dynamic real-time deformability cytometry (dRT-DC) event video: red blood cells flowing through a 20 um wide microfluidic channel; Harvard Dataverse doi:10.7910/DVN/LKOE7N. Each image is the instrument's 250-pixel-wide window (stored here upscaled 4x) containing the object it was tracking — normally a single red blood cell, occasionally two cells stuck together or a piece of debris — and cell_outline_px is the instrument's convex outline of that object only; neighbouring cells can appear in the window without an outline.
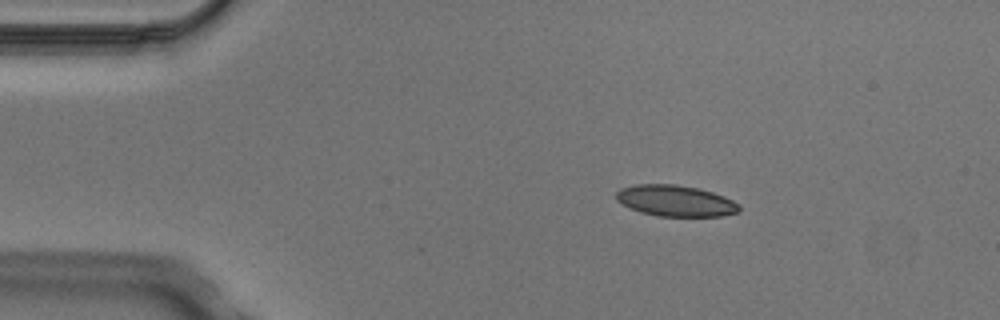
{"species": "Egyptian fruit bat (a non-hibernating species)", "species_latin": "Rousettus aegyptiacus", "temperature_condition": "cold", "stored_images_in_passage": 4, "camera_frame_rate_fps": 3000, "um_per_image_px": 0.085, "animal": {"sex": "male"}, "frame": {"image": 1, "passage_image": 1, "time_ms": 0.0, "image_size_px": [1000, 320], "cell_outline_px": [[740, 212], [720, 216], [656, 216], [640, 212], [616, 200], [616, 192], [620, 188], [636, 184], [676, 184], [700, 188], [724, 196], [740, 204]], "centroid_in_image_um": [57.44, 17.06], "position_along_channel_um": 27.6, "area_um2": 22.43}}
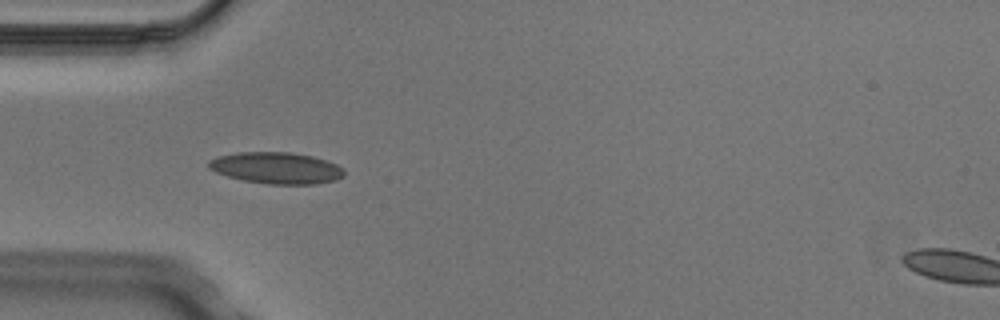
{"frame": {"image": 2, "passage_image": 3, "time_ms": 0.667, "image_size_px": [1000, 320], "cell_outline_px": [[344, 176], [336, 180], [316, 184], [268, 184], [244, 180], [228, 176], [216, 172], [208, 168], [208, 160], [216, 156], [240, 152], [288, 152], [312, 156], [336, 164], [344, 168]], "centroid_in_image_um": [23.49, 14.28], "position_along_channel_um": 61.5, "area_um2": 24.85}}
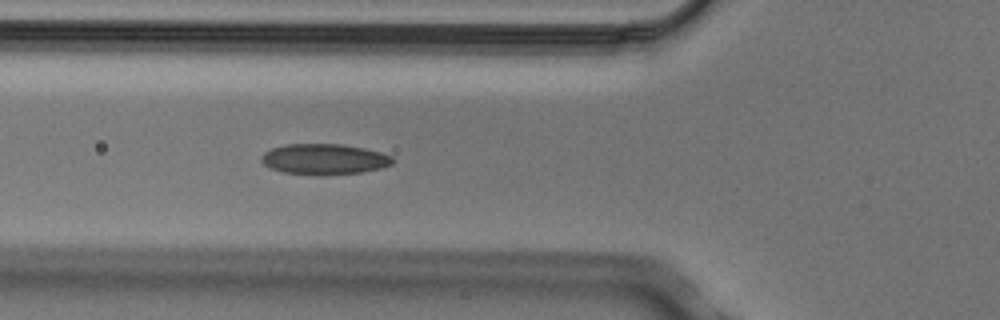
{"frame": {"image": 3, "passage_image": 4, "time_ms": 1.0, "image_size_px": [1000, 320], "cell_outline_px": [[392, 164], [380, 168], [360, 172], [284, 172], [272, 168], [264, 164], [260, 160], [260, 156], [264, 152], [272, 148], [288, 144], [340, 144], [364, 148], [380, 152], [392, 156]], "centroid_in_image_um": [27.55, 13.47], "position_along_channel_um": 98.3, "area_um2": 22.31}}